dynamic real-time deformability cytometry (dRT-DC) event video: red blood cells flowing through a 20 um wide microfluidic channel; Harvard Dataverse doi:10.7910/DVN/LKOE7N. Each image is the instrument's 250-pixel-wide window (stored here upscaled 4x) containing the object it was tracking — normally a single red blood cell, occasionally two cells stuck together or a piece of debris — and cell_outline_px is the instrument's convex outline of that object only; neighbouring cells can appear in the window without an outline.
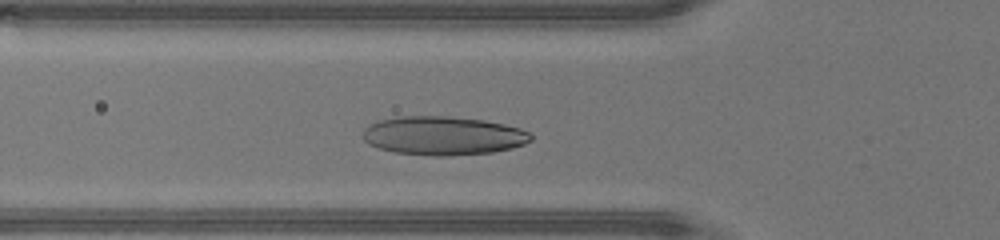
{"species": "human", "species_latin": "Homo sapiens", "temperature_condition": "warm", "stored_images_in_passage": 31, "camera_frame_rate_fps": 3000, "um_per_image_px": 0.085, "donor": {"sex": "male"}, "frame": {"image": 1, "passage_image": 9, "time_ms": 2.667, "image_size_px": [1000, 240], "cell_outline_px": [[532, 140], [524, 144], [512, 148], [492, 152], [448, 156], [432, 156], [396, 152], [376, 148], [368, 144], [364, 140], [364, 128], [368, 124], [376, 120], [396, 116], [448, 116], [484, 120], [504, 124], [520, 128], [528, 132], [532, 136]], "centroid_in_image_um": [37.63, 11.53], "position_along_channel_um": 88.2, "area_um2": 38.21}}
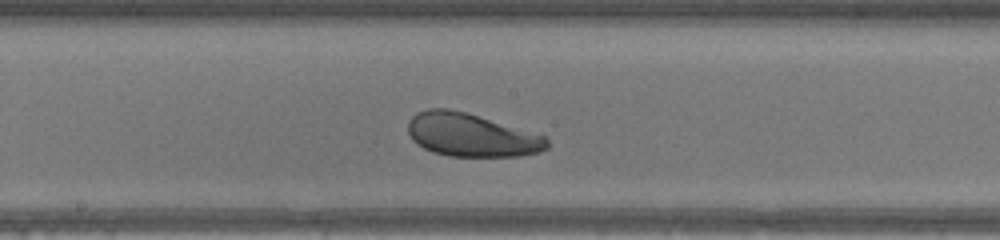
{"frame": {"image": 2, "passage_image": 17, "time_ms": 5.333, "image_size_px": [1000, 240], "cell_outline_px": [[548, 148], [536, 152], [520, 156], [448, 156], [432, 152], [416, 144], [412, 140], [408, 132], [408, 120], [416, 112], [428, 108], [448, 108], [464, 112], [544, 136], [548, 140]], "centroid_in_image_um": [39.98, 11.48], "position_along_channel_um": 208.2, "area_um2": 34.68}}
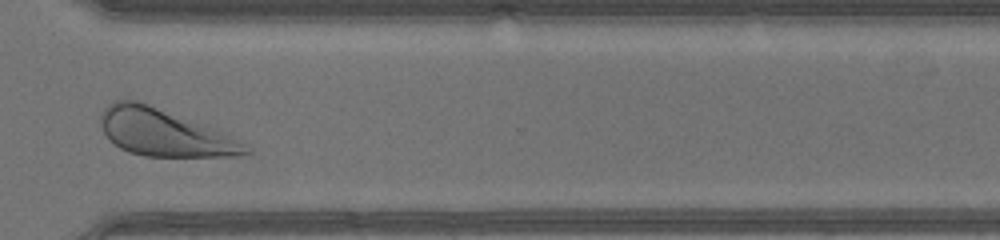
{"frame": {"image": 3, "passage_image": 27, "time_ms": 8.667, "image_size_px": [1000, 240], "cell_outline_px": [[252, 152], [236, 156], [144, 156], [128, 152], [120, 148], [108, 140], [104, 132], [100, 120], [100, 116], [104, 108], [112, 100], [140, 100], [220, 128], [240, 140], [252, 148]], "centroid_in_image_um": [14.02, 11.25], "position_along_channel_um": 356.6, "area_um2": 40.81}, "authors_computed_cell_mechanics": {"area_um2": 35.8938, "velocity_mm_per_s": 4.47, "shape_relaxation_time_tau1_ms": 1.6065, "shape_relaxation_time_tau2_ms": 3.3812, "deformation_change_tau1": 0.0907, "deformation_change_tau2": 0.1195}}